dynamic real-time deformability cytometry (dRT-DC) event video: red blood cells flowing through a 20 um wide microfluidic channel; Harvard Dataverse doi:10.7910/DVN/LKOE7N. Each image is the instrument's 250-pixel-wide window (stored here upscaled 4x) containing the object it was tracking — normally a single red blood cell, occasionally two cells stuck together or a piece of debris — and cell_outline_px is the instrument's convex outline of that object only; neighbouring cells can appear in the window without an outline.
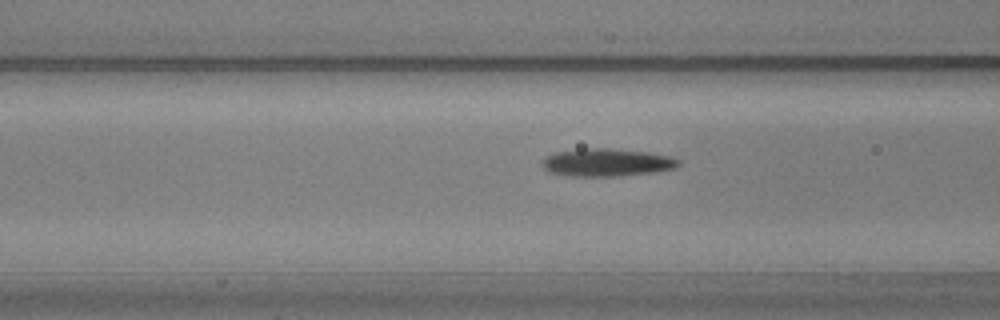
{"species": "common noctule bat (a hibernating species)", "species_latin": "Nyctalus noctula", "temperature_condition": "warm", "stored_images_in_passage": 46, "camera_frame_rate_fps": 3000, "um_per_image_px": 0.085, "animal": {"sex": "male", "body_mass_g": 20.5, "forearm_length_mm": 52.5}, "frame": {"image": 1, "passage_image": 11, "time_ms": 3.333, "image_size_px": [1000, 320], "cell_outline_px": [[680, 164], [676, 168], [652, 172], [616, 176], [572, 176], [548, 172], [540, 164], [540, 160], [544, 156], [556, 152], [584, 148], [608, 148], [648, 152], [668, 156], [680, 160]], "centroid_in_image_um": [51.52, 13.8], "position_along_channel_um": 115.1, "area_um2": 22.14}}
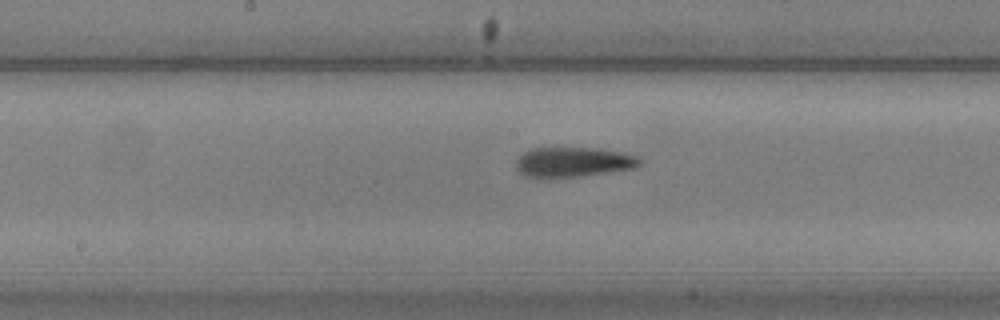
{"frame": {"image": 2, "passage_image": 18, "time_ms": 5.667, "image_size_px": [1000, 320], "cell_outline_px": [[640, 164], [636, 168], [584, 176], [540, 180], [524, 176], [516, 168], [516, 160], [524, 152], [532, 148], [592, 148], [624, 152], [636, 156], [640, 160]], "centroid_in_image_um": [48.68, 13.81], "position_along_channel_um": 199.5, "area_um2": 22.08}}
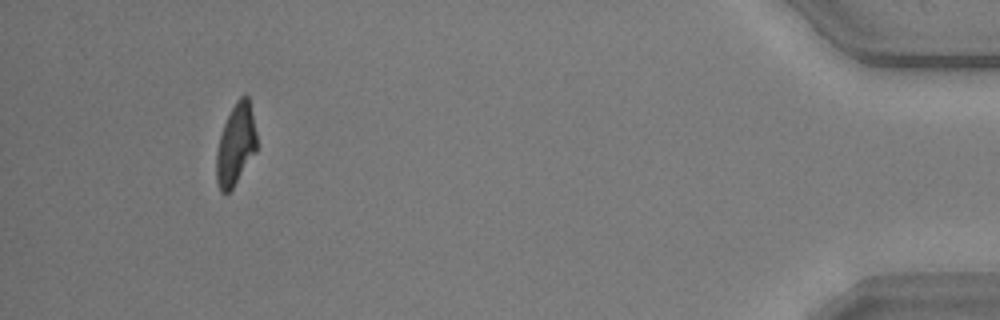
{"frame": {"image": 3, "passage_image": 42, "time_ms": 13.667, "image_size_px": [1000, 320], "cell_outline_px": [[256, 152], [232, 188], [228, 192], [220, 192], [216, 180], [216, 152], [220, 136], [224, 124], [236, 100], [244, 92], [248, 96], [256, 132]], "centroid_in_image_um": [20.03, 12.28], "position_along_channel_um": 415.2, "area_um2": 18.96}, "authors_computed_cell_mechanics": {"area_um2": 21.5883, "velocity_mm_per_s": 3.6054, "shape_relaxation_time_tau1_ms": 10.6952, "shape_relaxation_time_tau2_ms": 3.515, "deformation_change_tau1": 0.2706, "deformation_change_tau2": 0.1234}}